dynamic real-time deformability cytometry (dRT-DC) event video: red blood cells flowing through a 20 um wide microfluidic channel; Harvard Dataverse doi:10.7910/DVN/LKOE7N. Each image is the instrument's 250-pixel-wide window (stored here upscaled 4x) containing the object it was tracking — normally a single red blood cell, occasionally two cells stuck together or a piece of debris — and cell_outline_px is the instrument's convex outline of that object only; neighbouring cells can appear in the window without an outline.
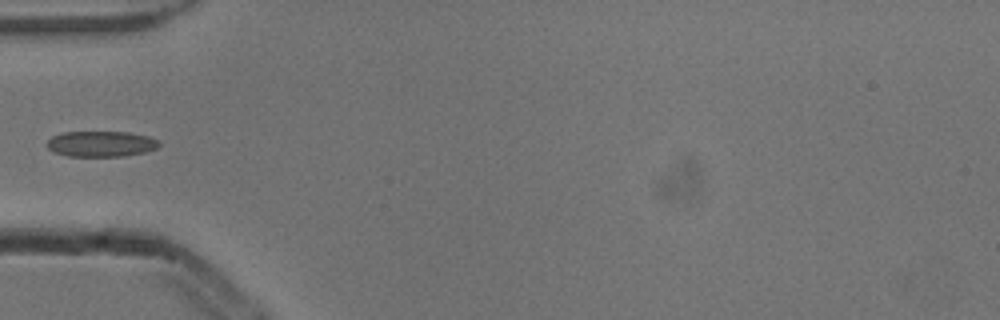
{"species": "common noctule bat (a hibernating species)", "species_latin": "Nyctalus noctula", "temperature_condition": "cold", "stored_images_in_passage": 5, "segment_of_instrument_passage": [2, 2], "camera_frame_rate_fps": 3000, "um_per_image_px": 0.085, "animal": {"sex": "male", "body_mass_g": 13.3}, "frame": {"image": 1, "passage_image": 5, "time_ms": 1.333, "image_size_px": [1000, 320], "cell_outline_px": [[160, 144], [156, 148], [144, 152], [124, 156], [68, 156], [52, 152], [44, 144], [52, 136], [64, 132], [128, 132], [148, 136], [160, 140]], "centroid_in_image_um": [8.56, 12.23], "position_along_channel_um": 76.4, "area_um2": 16.88}}